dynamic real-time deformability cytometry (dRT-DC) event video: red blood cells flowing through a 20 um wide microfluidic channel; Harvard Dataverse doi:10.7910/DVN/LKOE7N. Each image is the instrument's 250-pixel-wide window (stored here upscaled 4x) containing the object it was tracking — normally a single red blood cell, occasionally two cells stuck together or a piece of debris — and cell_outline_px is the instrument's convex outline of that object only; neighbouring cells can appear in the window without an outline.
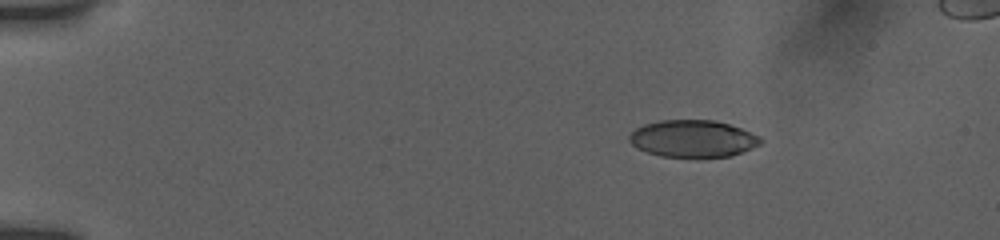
{"species": "human", "species_latin": "Homo sapiens", "temperature_condition": "room temperature", "stored_images_in_passage": 46, "camera_frame_rate_fps": 3000, "um_per_image_px": 0.085, "donor": {"sex": "female"}, "frame": {"image": 1, "passage_image": 1, "time_ms": 0.0, "image_size_px": [1000, 240], "cell_outline_px": [[764, 140], [760, 144], [732, 156], [660, 156], [636, 148], [628, 140], [628, 136], [636, 128], [644, 124], [660, 120], [716, 120], [740, 128], [760, 136]], "centroid_in_image_um": [58.88, 11.77], "position_along_channel_um": 26.1, "area_um2": 28.15}}
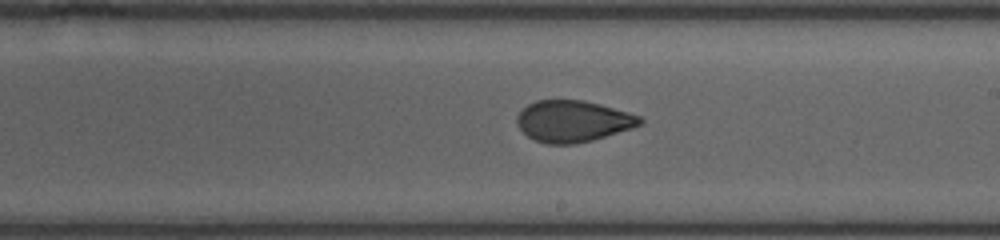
{"frame": {"image": 2, "passage_image": 28, "time_ms": 8.0, "image_size_px": [1000, 240], "cell_outline_px": [[644, 120], [640, 124], [632, 128], [592, 140], [576, 144], [544, 144], [528, 136], [516, 124], [516, 116], [528, 104], [536, 100], [584, 100], [600, 104], [628, 112], [640, 116]], "centroid_in_image_um": [48.69, 10.3], "position_along_channel_um": 240.3, "area_um2": 29.65}}
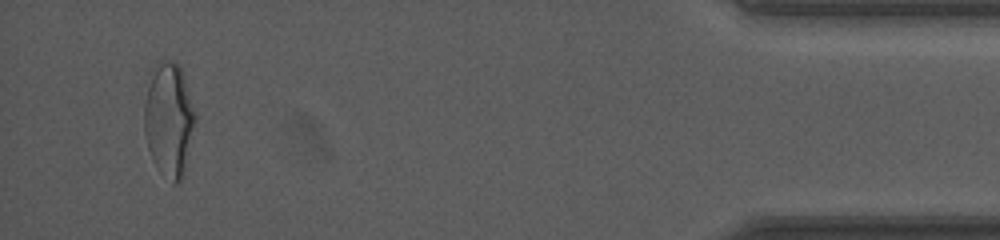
{"frame": {"image": 3, "passage_image": 46, "time_ms": 14.333, "image_size_px": [1000, 240], "cell_outline_px": [[196, 120], [184, 176], [180, 184], [172, 184], [156, 168], [152, 160], [148, 148], [144, 132], [144, 104], [148, 88], [152, 76], [160, 60], [168, 60], [180, 64], [184, 76], [196, 116]], "centroid_in_image_um": [14.38, 10.26], "position_along_channel_um": 420.8, "area_um2": 33.99}, "authors_computed_cell_mechanics": {"area_um2": 30.1138, "velocity_mm_per_s": 3.8768, "shape_relaxation_time_tau1_ms": 6.6473, "shape_relaxation_time_tau2_ms": 1.0021, "deformation_change_tau1": 0.1746, "deformation_change_tau2": 0.0646}}